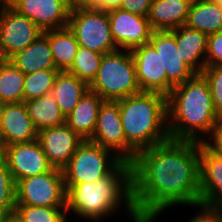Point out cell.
<instances>
[{"label": "cell", "mask_w": 222, "mask_h": 222, "mask_svg": "<svg viewBox=\"0 0 222 222\" xmlns=\"http://www.w3.org/2000/svg\"><path fill=\"white\" fill-rule=\"evenodd\" d=\"M132 183L142 222H153L168 207L199 204V142L169 139L139 152L132 163Z\"/></svg>", "instance_id": "obj_1"}, {"label": "cell", "mask_w": 222, "mask_h": 222, "mask_svg": "<svg viewBox=\"0 0 222 222\" xmlns=\"http://www.w3.org/2000/svg\"><path fill=\"white\" fill-rule=\"evenodd\" d=\"M167 114L171 140L203 142L199 132L210 135L218 114L202 74L173 87L167 96Z\"/></svg>", "instance_id": "obj_2"}, {"label": "cell", "mask_w": 222, "mask_h": 222, "mask_svg": "<svg viewBox=\"0 0 222 222\" xmlns=\"http://www.w3.org/2000/svg\"><path fill=\"white\" fill-rule=\"evenodd\" d=\"M66 210L94 222L111 215L122 201L134 222H142L133 203L132 164L121 162L108 176L65 187Z\"/></svg>", "instance_id": "obj_3"}, {"label": "cell", "mask_w": 222, "mask_h": 222, "mask_svg": "<svg viewBox=\"0 0 222 222\" xmlns=\"http://www.w3.org/2000/svg\"><path fill=\"white\" fill-rule=\"evenodd\" d=\"M118 104L126 138L127 163L132 164L139 152L170 139L165 95L140 92L118 100Z\"/></svg>", "instance_id": "obj_4"}, {"label": "cell", "mask_w": 222, "mask_h": 222, "mask_svg": "<svg viewBox=\"0 0 222 222\" xmlns=\"http://www.w3.org/2000/svg\"><path fill=\"white\" fill-rule=\"evenodd\" d=\"M89 90L98 93L104 101H118L140 93L131 51L123 53L117 49L105 53Z\"/></svg>", "instance_id": "obj_5"}, {"label": "cell", "mask_w": 222, "mask_h": 222, "mask_svg": "<svg viewBox=\"0 0 222 222\" xmlns=\"http://www.w3.org/2000/svg\"><path fill=\"white\" fill-rule=\"evenodd\" d=\"M112 154L102 146L84 140L63 169L65 187L94 182L108 176L122 162Z\"/></svg>", "instance_id": "obj_6"}, {"label": "cell", "mask_w": 222, "mask_h": 222, "mask_svg": "<svg viewBox=\"0 0 222 222\" xmlns=\"http://www.w3.org/2000/svg\"><path fill=\"white\" fill-rule=\"evenodd\" d=\"M68 28L81 47L101 54L118 49L111 35L108 12L98 9L71 10Z\"/></svg>", "instance_id": "obj_7"}, {"label": "cell", "mask_w": 222, "mask_h": 222, "mask_svg": "<svg viewBox=\"0 0 222 222\" xmlns=\"http://www.w3.org/2000/svg\"><path fill=\"white\" fill-rule=\"evenodd\" d=\"M16 205L66 207L63 170L30 176L16 182Z\"/></svg>", "instance_id": "obj_8"}, {"label": "cell", "mask_w": 222, "mask_h": 222, "mask_svg": "<svg viewBox=\"0 0 222 222\" xmlns=\"http://www.w3.org/2000/svg\"><path fill=\"white\" fill-rule=\"evenodd\" d=\"M0 7V40L10 59L34 42L43 31L9 4Z\"/></svg>", "instance_id": "obj_9"}, {"label": "cell", "mask_w": 222, "mask_h": 222, "mask_svg": "<svg viewBox=\"0 0 222 222\" xmlns=\"http://www.w3.org/2000/svg\"><path fill=\"white\" fill-rule=\"evenodd\" d=\"M0 152L15 183L30 176L44 174L53 168L38 139L6 146Z\"/></svg>", "instance_id": "obj_10"}, {"label": "cell", "mask_w": 222, "mask_h": 222, "mask_svg": "<svg viewBox=\"0 0 222 222\" xmlns=\"http://www.w3.org/2000/svg\"><path fill=\"white\" fill-rule=\"evenodd\" d=\"M131 53L141 92H156L167 97L174 85L167 79L156 49L150 43H146L132 49Z\"/></svg>", "instance_id": "obj_11"}, {"label": "cell", "mask_w": 222, "mask_h": 222, "mask_svg": "<svg viewBox=\"0 0 222 222\" xmlns=\"http://www.w3.org/2000/svg\"><path fill=\"white\" fill-rule=\"evenodd\" d=\"M112 38L118 49L127 50L149 43L153 29L148 17L132 14L123 9L108 11Z\"/></svg>", "instance_id": "obj_12"}, {"label": "cell", "mask_w": 222, "mask_h": 222, "mask_svg": "<svg viewBox=\"0 0 222 222\" xmlns=\"http://www.w3.org/2000/svg\"><path fill=\"white\" fill-rule=\"evenodd\" d=\"M89 141L113 151L117 158L126 162V138L118 101H103L100 105L94 134Z\"/></svg>", "instance_id": "obj_13"}, {"label": "cell", "mask_w": 222, "mask_h": 222, "mask_svg": "<svg viewBox=\"0 0 222 222\" xmlns=\"http://www.w3.org/2000/svg\"><path fill=\"white\" fill-rule=\"evenodd\" d=\"M9 5L33 21L43 32L68 27V0H10Z\"/></svg>", "instance_id": "obj_14"}, {"label": "cell", "mask_w": 222, "mask_h": 222, "mask_svg": "<svg viewBox=\"0 0 222 222\" xmlns=\"http://www.w3.org/2000/svg\"><path fill=\"white\" fill-rule=\"evenodd\" d=\"M38 139L25 102L4 103L0 106V151L9 145Z\"/></svg>", "instance_id": "obj_15"}, {"label": "cell", "mask_w": 222, "mask_h": 222, "mask_svg": "<svg viewBox=\"0 0 222 222\" xmlns=\"http://www.w3.org/2000/svg\"><path fill=\"white\" fill-rule=\"evenodd\" d=\"M38 140L53 168L63 170L84 141L66 123L38 131Z\"/></svg>", "instance_id": "obj_16"}, {"label": "cell", "mask_w": 222, "mask_h": 222, "mask_svg": "<svg viewBox=\"0 0 222 222\" xmlns=\"http://www.w3.org/2000/svg\"><path fill=\"white\" fill-rule=\"evenodd\" d=\"M200 203L222 210V156L199 142Z\"/></svg>", "instance_id": "obj_17"}, {"label": "cell", "mask_w": 222, "mask_h": 222, "mask_svg": "<svg viewBox=\"0 0 222 222\" xmlns=\"http://www.w3.org/2000/svg\"><path fill=\"white\" fill-rule=\"evenodd\" d=\"M149 43L161 57L167 79L174 85L184 83L196 75L185 64L176 46L175 34L172 31H153Z\"/></svg>", "instance_id": "obj_18"}, {"label": "cell", "mask_w": 222, "mask_h": 222, "mask_svg": "<svg viewBox=\"0 0 222 222\" xmlns=\"http://www.w3.org/2000/svg\"><path fill=\"white\" fill-rule=\"evenodd\" d=\"M172 32L175 34L176 46L182 61L196 74H201L206 67L205 57L208 35L186 25H182L172 30Z\"/></svg>", "instance_id": "obj_19"}, {"label": "cell", "mask_w": 222, "mask_h": 222, "mask_svg": "<svg viewBox=\"0 0 222 222\" xmlns=\"http://www.w3.org/2000/svg\"><path fill=\"white\" fill-rule=\"evenodd\" d=\"M192 0H152L148 20L154 31H172L186 24Z\"/></svg>", "instance_id": "obj_20"}, {"label": "cell", "mask_w": 222, "mask_h": 222, "mask_svg": "<svg viewBox=\"0 0 222 222\" xmlns=\"http://www.w3.org/2000/svg\"><path fill=\"white\" fill-rule=\"evenodd\" d=\"M103 101L98 93L88 90L78 105L65 117V123L83 140H90L94 134L98 110Z\"/></svg>", "instance_id": "obj_21"}, {"label": "cell", "mask_w": 222, "mask_h": 222, "mask_svg": "<svg viewBox=\"0 0 222 222\" xmlns=\"http://www.w3.org/2000/svg\"><path fill=\"white\" fill-rule=\"evenodd\" d=\"M10 61L24 74L43 69H57L48 40V30L44 31L25 49L12 56Z\"/></svg>", "instance_id": "obj_22"}, {"label": "cell", "mask_w": 222, "mask_h": 222, "mask_svg": "<svg viewBox=\"0 0 222 222\" xmlns=\"http://www.w3.org/2000/svg\"><path fill=\"white\" fill-rule=\"evenodd\" d=\"M88 90L89 85L77 76L67 71H59L51 94L59 105L61 113L67 117Z\"/></svg>", "instance_id": "obj_23"}, {"label": "cell", "mask_w": 222, "mask_h": 222, "mask_svg": "<svg viewBox=\"0 0 222 222\" xmlns=\"http://www.w3.org/2000/svg\"><path fill=\"white\" fill-rule=\"evenodd\" d=\"M185 25L206 35L221 31L220 4L212 0H192Z\"/></svg>", "instance_id": "obj_24"}, {"label": "cell", "mask_w": 222, "mask_h": 222, "mask_svg": "<svg viewBox=\"0 0 222 222\" xmlns=\"http://www.w3.org/2000/svg\"><path fill=\"white\" fill-rule=\"evenodd\" d=\"M25 104L37 131L65 123V117L51 93L26 101Z\"/></svg>", "instance_id": "obj_25"}, {"label": "cell", "mask_w": 222, "mask_h": 222, "mask_svg": "<svg viewBox=\"0 0 222 222\" xmlns=\"http://www.w3.org/2000/svg\"><path fill=\"white\" fill-rule=\"evenodd\" d=\"M48 40L56 68L67 71L72 66L79 48L75 35L68 27L48 30Z\"/></svg>", "instance_id": "obj_26"}, {"label": "cell", "mask_w": 222, "mask_h": 222, "mask_svg": "<svg viewBox=\"0 0 222 222\" xmlns=\"http://www.w3.org/2000/svg\"><path fill=\"white\" fill-rule=\"evenodd\" d=\"M25 74L11 61L0 65V102H24L23 87Z\"/></svg>", "instance_id": "obj_27"}, {"label": "cell", "mask_w": 222, "mask_h": 222, "mask_svg": "<svg viewBox=\"0 0 222 222\" xmlns=\"http://www.w3.org/2000/svg\"><path fill=\"white\" fill-rule=\"evenodd\" d=\"M103 55L79 46L74 62L67 72L90 85L97 75Z\"/></svg>", "instance_id": "obj_28"}, {"label": "cell", "mask_w": 222, "mask_h": 222, "mask_svg": "<svg viewBox=\"0 0 222 222\" xmlns=\"http://www.w3.org/2000/svg\"><path fill=\"white\" fill-rule=\"evenodd\" d=\"M58 73V69H43L25 74L24 102L50 94Z\"/></svg>", "instance_id": "obj_29"}, {"label": "cell", "mask_w": 222, "mask_h": 222, "mask_svg": "<svg viewBox=\"0 0 222 222\" xmlns=\"http://www.w3.org/2000/svg\"><path fill=\"white\" fill-rule=\"evenodd\" d=\"M66 214V207L16 205L13 216L20 222H67Z\"/></svg>", "instance_id": "obj_30"}, {"label": "cell", "mask_w": 222, "mask_h": 222, "mask_svg": "<svg viewBox=\"0 0 222 222\" xmlns=\"http://www.w3.org/2000/svg\"><path fill=\"white\" fill-rule=\"evenodd\" d=\"M16 183L0 152V217L13 215L16 206Z\"/></svg>", "instance_id": "obj_31"}, {"label": "cell", "mask_w": 222, "mask_h": 222, "mask_svg": "<svg viewBox=\"0 0 222 222\" xmlns=\"http://www.w3.org/2000/svg\"><path fill=\"white\" fill-rule=\"evenodd\" d=\"M201 74L208 81L217 114H222V65L206 66Z\"/></svg>", "instance_id": "obj_32"}, {"label": "cell", "mask_w": 222, "mask_h": 222, "mask_svg": "<svg viewBox=\"0 0 222 222\" xmlns=\"http://www.w3.org/2000/svg\"><path fill=\"white\" fill-rule=\"evenodd\" d=\"M206 66L222 65V30L208 35Z\"/></svg>", "instance_id": "obj_33"}, {"label": "cell", "mask_w": 222, "mask_h": 222, "mask_svg": "<svg viewBox=\"0 0 222 222\" xmlns=\"http://www.w3.org/2000/svg\"><path fill=\"white\" fill-rule=\"evenodd\" d=\"M210 135L212 136V141L207 142L208 140H204L203 143L211 151L222 156V114L217 115V119Z\"/></svg>", "instance_id": "obj_34"}, {"label": "cell", "mask_w": 222, "mask_h": 222, "mask_svg": "<svg viewBox=\"0 0 222 222\" xmlns=\"http://www.w3.org/2000/svg\"><path fill=\"white\" fill-rule=\"evenodd\" d=\"M152 0H122L120 9L132 14L148 17Z\"/></svg>", "instance_id": "obj_35"}, {"label": "cell", "mask_w": 222, "mask_h": 222, "mask_svg": "<svg viewBox=\"0 0 222 222\" xmlns=\"http://www.w3.org/2000/svg\"><path fill=\"white\" fill-rule=\"evenodd\" d=\"M195 206L202 209L201 213L192 217L189 222H222V210L210 208L201 203Z\"/></svg>", "instance_id": "obj_36"}, {"label": "cell", "mask_w": 222, "mask_h": 222, "mask_svg": "<svg viewBox=\"0 0 222 222\" xmlns=\"http://www.w3.org/2000/svg\"><path fill=\"white\" fill-rule=\"evenodd\" d=\"M70 9H98L100 10L101 0H68Z\"/></svg>", "instance_id": "obj_37"}, {"label": "cell", "mask_w": 222, "mask_h": 222, "mask_svg": "<svg viewBox=\"0 0 222 222\" xmlns=\"http://www.w3.org/2000/svg\"><path fill=\"white\" fill-rule=\"evenodd\" d=\"M122 0H101L100 10L108 12L114 9H119Z\"/></svg>", "instance_id": "obj_38"}, {"label": "cell", "mask_w": 222, "mask_h": 222, "mask_svg": "<svg viewBox=\"0 0 222 222\" xmlns=\"http://www.w3.org/2000/svg\"><path fill=\"white\" fill-rule=\"evenodd\" d=\"M9 61H10V59L7 56V54H6L5 50H4L3 44H2V42L0 40V65L6 64Z\"/></svg>", "instance_id": "obj_39"}, {"label": "cell", "mask_w": 222, "mask_h": 222, "mask_svg": "<svg viewBox=\"0 0 222 222\" xmlns=\"http://www.w3.org/2000/svg\"><path fill=\"white\" fill-rule=\"evenodd\" d=\"M0 222H20L13 215L0 217Z\"/></svg>", "instance_id": "obj_40"}, {"label": "cell", "mask_w": 222, "mask_h": 222, "mask_svg": "<svg viewBox=\"0 0 222 222\" xmlns=\"http://www.w3.org/2000/svg\"><path fill=\"white\" fill-rule=\"evenodd\" d=\"M10 0H0L1 6L9 4ZM3 4V5H2Z\"/></svg>", "instance_id": "obj_41"}, {"label": "cell", "mask_w": 222, "mask_h": 222, "mask_svg": "<svg viewBox=\"0 0 222 222\" xmlns=\"http://www.w3.org/2000/svg\"><path fill=\"white\" fill-rule=\"evenodd\" d=\"M212 1L219 3V4L222 2V0H212Z\"/></svg>", "instance_id": "obj_42"}]
</instances>
